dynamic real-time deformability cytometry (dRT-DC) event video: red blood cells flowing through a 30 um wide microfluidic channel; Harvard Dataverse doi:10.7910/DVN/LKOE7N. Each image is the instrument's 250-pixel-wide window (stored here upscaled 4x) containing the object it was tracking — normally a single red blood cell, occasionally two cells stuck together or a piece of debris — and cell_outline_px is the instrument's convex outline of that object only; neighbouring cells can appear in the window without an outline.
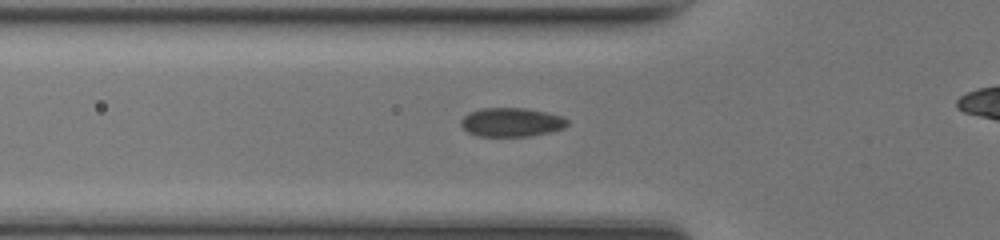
{"species": "common noctule bat (a hibernating species)", "species_latin": "Nyctalus noctula", "temperature_condition": "room temperature", "stored_images_in_passage": 40, "camera_frame_rate_fps": 3000, "um_per_image_px": 0.085, "animal": {"sex": "female", "body_mass_g": 17.0, "forearm_length_mm": 48.0}, "frame": {"image": 1, "passage_image": 17, "time_ms": 5.333, "image_size_px": [1000, 240], "cell_outline_px": [[568, 124], [564, 128], [552, 132], [528, 136], [476, 136], [468, 132], [460, 124], [460, 120], [468, 112], [480, 108], [524, 108], [548, 112], [560, 116], [568, 120]], "centroid_in_image_um": [43.46, 10.39], "position_along_channel_um": 82.3, "area_um2": 18.03}}
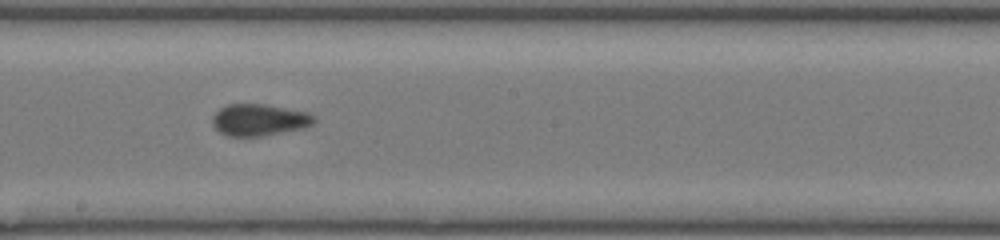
{"frame": {"image": 2, "passage_image": 27, "time_ms": 8.667, "image_size_px": [1000, 240], "cell_outline_px": [[316, 120], [312, 124], [304, 128], [260, 136], [228, 136], [220, 132], [212, 124], [212, 116], [220, 108], [228, 104], [264, 104], [308, 112], [316, 116]], "centroid_in_image_um": [22.04, 10.18], "position_along_channel_um": 226.2, "area_um2": 18.79}}
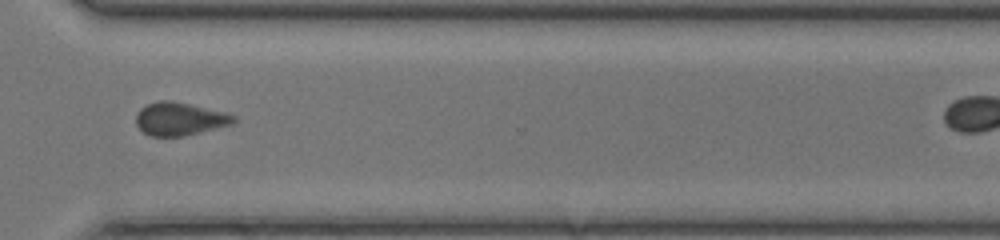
{"frame": {"image": 3, "passage_image": 36, "time_ms": 11.667, "image_size_px": [1000, 240], "cell_outline_px": [[236, 120], [232, 124], [184, 136], [152, 136], [144, 132], [136, 124], [136, 116], [140, 108], [148, 104], [160, 100], [168, 100], [188, 104], [224, 112], [236, 116]], "centroid_in_image_um": [15.26, 10.11], "position_along_channel_um": 355.3, "area_um2": 18.5}}